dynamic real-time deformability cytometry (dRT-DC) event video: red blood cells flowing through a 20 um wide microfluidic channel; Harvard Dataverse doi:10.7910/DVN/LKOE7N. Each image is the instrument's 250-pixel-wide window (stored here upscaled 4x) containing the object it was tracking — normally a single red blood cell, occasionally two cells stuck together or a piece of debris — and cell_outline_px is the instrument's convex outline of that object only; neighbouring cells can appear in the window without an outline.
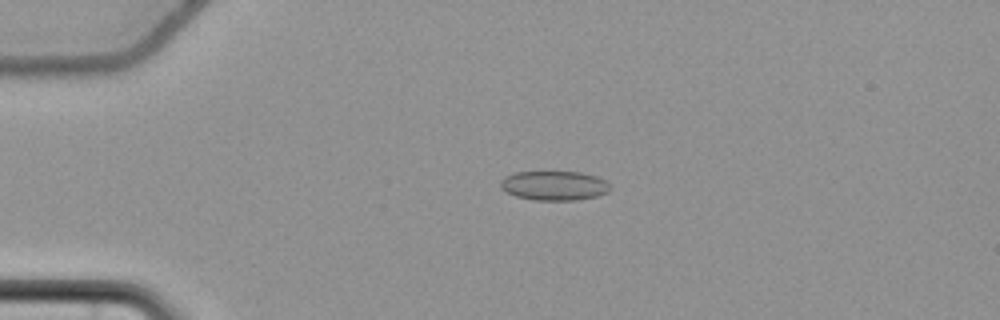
{"species": "common noctule bat (a hibernating species)", "species_latin": "Nyctalus noctula", "temperature_condition": "cold", "stored_images_in_passage": 50, "camera_frame_rate_fps": 3000, "um_per_image_px": 0.085, "animal": {"sex": "female", "body_mass_g": 22.7, "forearm_length_mm": 54.2}, "frame": {"image": 1, "passage_image": 7, "time_ms": 2.0, "image_size_px": [1000, 320], "cell_outline_px": [[612, 188], [608, 192], [596, 196], [576, 200], [532, 200], [516, 196], [504, 192], [500, 188], [500, 180], [504, 176], [516, 172], [580, 172], [596, 176], [612, 184]], "centroid_in_image_um": [47.09, 15.78], "position_along_channel_um": 37.9, "area_um2": 19.02}}
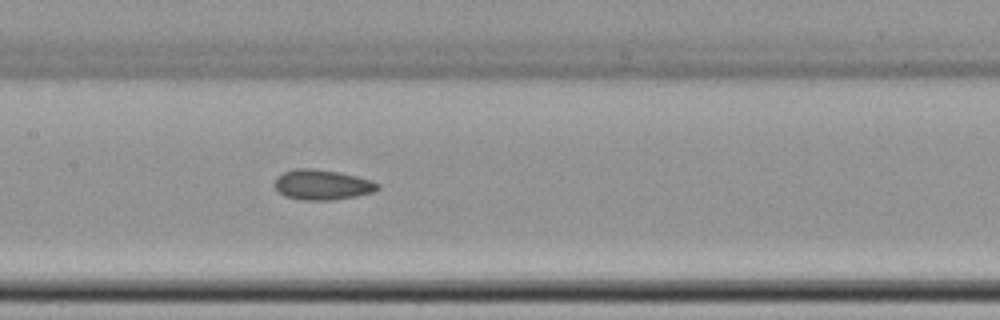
{"frame": {"image": 2, "passage_image": 22, "time_ms": 7.0, "image_size_px": [1000, 320], "cell_outline_px": [[380, 188], [372, 192], [356, 196], [332, 200], [300, 200], [284, 196], [272, 184], [276, 176], [284, 172], [296, 168], [312, 168], [340, 172], [372, 180], [380, 184]], "centroid_in_image_um": [27.36, 15.7], "position_along_channel_um": 180.0, "area_um2": 18.32}}
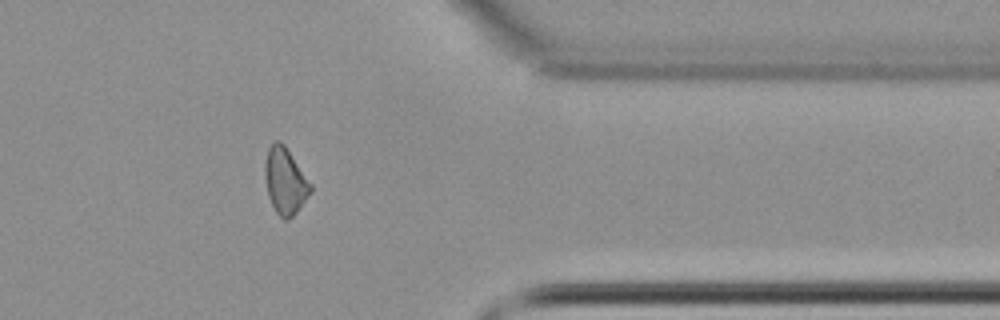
{"frame": {"image": 3, "passage_image": 40, "time_ms": 13.0, "image_size_px": [1000, 320], "cell_outline_px": [[312, 192], [296, 212], [288, 220], [284, 220], [276, 212], [268, 196], [264, 172], [264, 164], [268, 148], [276, 140], [280, 140], [284, 144], [312, 184]], "centroid_in_image_um": [24.24, 15.38], "position_along_channel_um": 387.2, "area_um2": 17.63}, "authors_computed_cell_mechanics": {"area_um2": 18.0625, "velocity_mm_per_s": 3.6758, "shape_relaxation_time_tau1_ms": null, "shape_relaxation_time_tau2_ms": 6.7006, "deformation_change_tau1": null, "deformation_change_tau2": 0.1145}}